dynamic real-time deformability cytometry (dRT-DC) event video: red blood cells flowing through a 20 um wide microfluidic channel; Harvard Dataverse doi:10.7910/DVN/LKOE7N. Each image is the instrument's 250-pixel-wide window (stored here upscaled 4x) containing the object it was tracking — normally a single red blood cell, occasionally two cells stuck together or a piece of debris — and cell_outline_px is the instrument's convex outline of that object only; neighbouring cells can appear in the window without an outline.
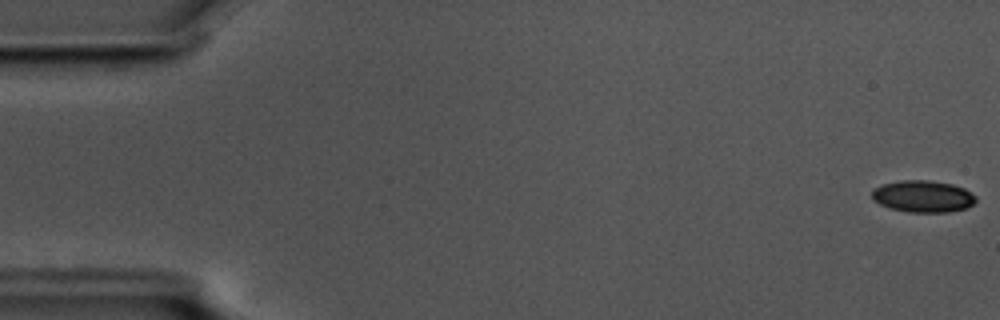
{"species": "common noctule bat (a hibernating species)", "species_latin": "Nyctalus noctula", "temperature_condition": "cold", "stored_images_in_passage": 57, "camera_frame_rate_fps": 3000, "um_per_image_px": 0.085, "animal": {"sex": "male", "body_mass_g": 17.5, "forearm_length_mm": 52.3}, "frame": {"image": 1, "passage_image": 1, "time_ms": 0.0, "image_size_px": [1000, 320], "cell_outline_px": [[976, 200], [968, 208], [948, 212], [908, 212], [892, 208], [880, 204], [872, 200], [872, 188], [884, 184], [900, 180], [928, 180], [952, 184], [964, 188], [972, 192], [976, 196]], "centroid_in_image_um": [78.46, 16.69], "position_along_channel_um": 6.5, "area_um2": 19.36}}
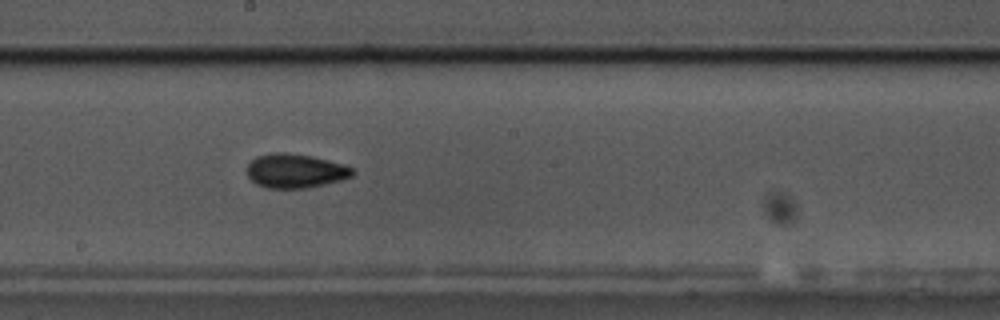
{"frame": {"image": 2, "passage_image": 31, "time_ms": 10.0, "image_size_px": [1000, 320], "cell_outline_px": [[356, 172], [352, 176], [340, 180], [324, 184], [304, 188], [268, 188], [256, 184], [248, 176], [248, 164], [256, 156], [272, 152], [288, 152], [312, 156], [344, 164], [352, 168]], "centroid_in_image_um": [25.1, 14.51], "position_along_channel_um": 223.1, "area_um2": 20.98}}
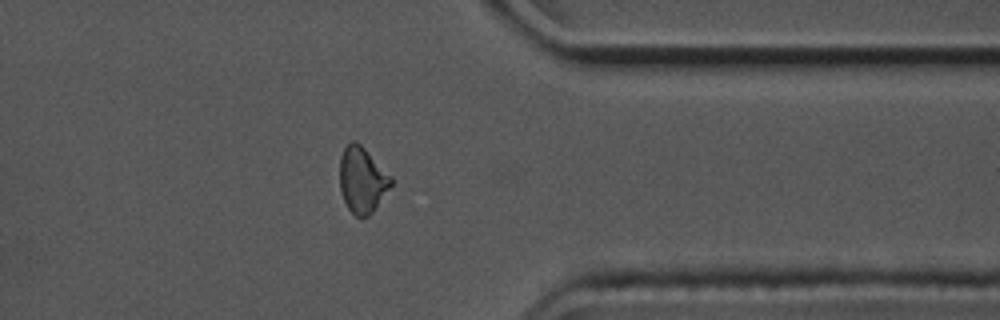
{"frame": {"image": 3, "passage_image": 45, "time_ms": 14.667, "image_size_px": [1000, 320], "cell_outline_px": [[392, 184], [372, 212], [368, 216], [356, 216], [348, 208], [344, 200], [340, 188], [340, 156], [344, 148], [352, 140], [356, 140], [392, 176]], "centroid_in_image_um": [30.78, 15.27], "position_along_channel_um": 380.6, "area_um2": 19.42}, "authors_computed_cell_mechanics": {"area_um2": 19.8254, "velocity_mm_per_s": 3.577, "shape_relaxation_time_tau1_ms": 4.167, "shape_relaxation_time_tau2_ms": 3.3812, "deformation_change_tau1": 0.0947, "deformation_change_tau2": 0.0764}}